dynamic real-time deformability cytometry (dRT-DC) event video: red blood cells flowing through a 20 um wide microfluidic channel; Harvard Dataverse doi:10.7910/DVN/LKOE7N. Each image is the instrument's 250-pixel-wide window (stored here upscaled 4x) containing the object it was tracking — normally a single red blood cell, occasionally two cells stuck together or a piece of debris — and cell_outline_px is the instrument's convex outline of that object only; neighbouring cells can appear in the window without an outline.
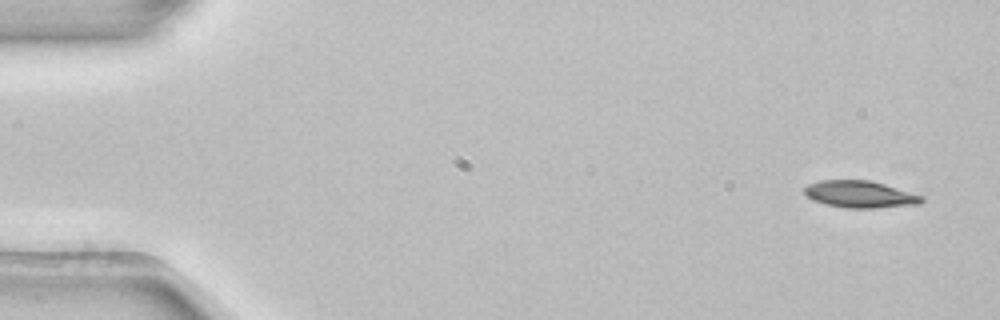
{"species": "common noctule bat (a hibernating species)", "species_latin": "Nyctalus noctula", "temperature_condition": "room temperature", "stored_images_in_passage": 4, "camera_frame_rate_fps": 3000, "um_per_image_px": 0.085, "animal": {"sex": "female", "body_mass_g": 22.7, "forearm_length_mm": 54.2}, "frame": {"image": 1, "passage_image": 1, "time_ms": 0.0, "image_size_px": [1000, 320], "cell_outline_px": [[924, 200], [920, 204], [872, 208], [848, 208], [828, 204], [812, 200], [804, 192], [804, 188], [808, 184], [820, 180], [868, 180], [884, 184], [924, 196]], "centroid_in_image_um": [73.11, 16.51], "position_along_channel_um": 11.9, "area_um2": 18.26}}
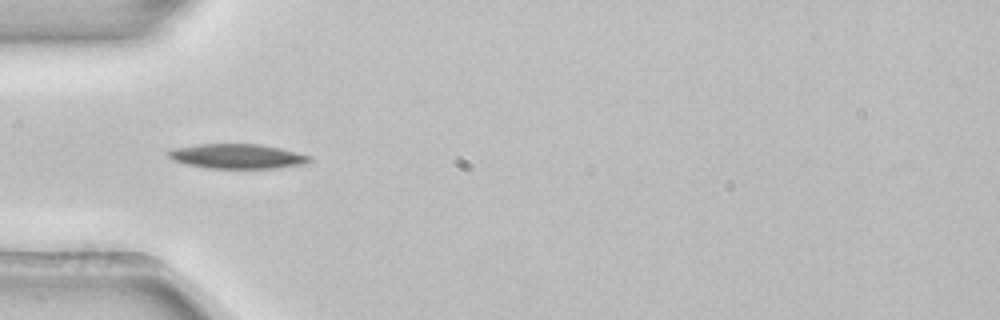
{"frame": {"image": 2, "passage_image": 4, "time_ms": 1.0, "image_size_px": [1000, 320], "cell_outline_px": [[312, 160], [304, 164], [276, 168], [208, 168], [188, 164], [172, 160], [164, 152], [172, 148], [196, 144], [260, 144], [280, 148], [312, 156]], "centroid_in_image_um": [20.13, 13.27], "position_along_channel_um": 64.9, "area_um2": 20.4}}